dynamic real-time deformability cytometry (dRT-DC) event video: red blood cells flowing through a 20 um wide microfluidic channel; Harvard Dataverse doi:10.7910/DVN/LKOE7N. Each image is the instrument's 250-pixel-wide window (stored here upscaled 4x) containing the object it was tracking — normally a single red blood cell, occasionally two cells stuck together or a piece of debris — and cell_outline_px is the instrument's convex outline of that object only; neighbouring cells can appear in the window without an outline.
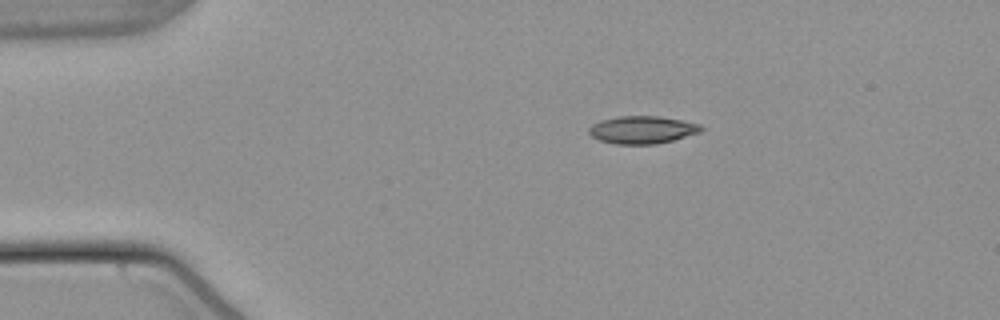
{"species": "common noctule bat (a hibernating species)", "species_latin": "Nyctalus noctula", "temperature_condition": "warm", "stored_images_in_passage": 8, "camera_frame_rate_fps": 3000, "um_per_image_px": 0.085, "animal": {"sex": "male", "body_mass_g": 21.5, "forearm_length_mm": 52.0}, "frame": {"image": 1, "passage_image": 1, "time_ms": 0.0, "image_size_px": [1000, 320], "cell_outline_px": [[704, 128], [700, 132], [672, 140], [656, 144], [616, 144], [600, 140], [592, 136], [588, 132], [588, 128], [592, 124], [600, 120], [616, 116], [660, 116], [684, 120], [700, 124]], "centroid_in_image_um": [54.59, 11.02], "position_along_channel_um": 30.4, "area_um2": 18.15}}